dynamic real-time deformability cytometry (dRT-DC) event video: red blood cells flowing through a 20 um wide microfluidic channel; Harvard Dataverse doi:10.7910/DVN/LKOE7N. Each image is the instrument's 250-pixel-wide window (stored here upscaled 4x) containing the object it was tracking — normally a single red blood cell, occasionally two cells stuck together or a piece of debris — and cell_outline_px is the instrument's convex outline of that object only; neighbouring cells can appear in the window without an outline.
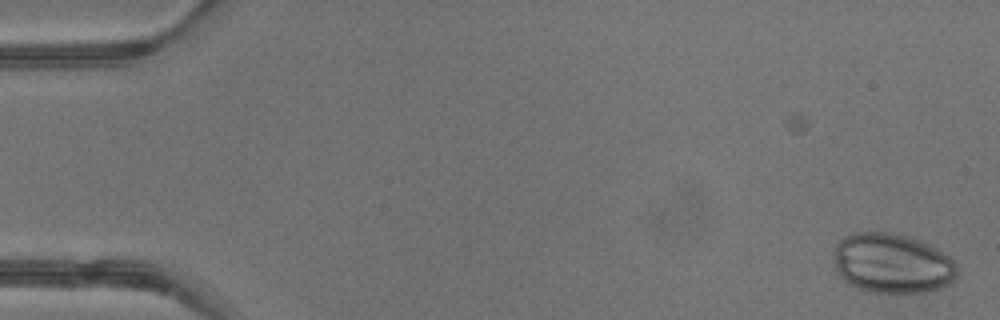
{"species": "common noctule bat (a hibernating species)", "species_latin": "Nyctalus noctula", "temperature_condition": "warm", "stored_images_in_passage": 6, "camera_frame_rate_fps": 3000, "um_per_image_px": 0.085, "animal": {"sex": "male", "body_mass_g": 13.3}, "frame": {"image": 1, "passage_image": 6, "time_ms": 1.667, "image_size_px": [1000, 320], "cell_outline_px": [[960, 272], [948, 284], [940, 288], [924, 292], [872, 292], [856, 288], [848, 284], [836, 276], [836, 244], [844, 236], [852, 232], [888, 232], [908, 236], [920, 240], [952, 256]], "centroid_in_image_um": [75.85, 22.38], "position_along_channel_um": 9.1, "area_um2": 43.41}}